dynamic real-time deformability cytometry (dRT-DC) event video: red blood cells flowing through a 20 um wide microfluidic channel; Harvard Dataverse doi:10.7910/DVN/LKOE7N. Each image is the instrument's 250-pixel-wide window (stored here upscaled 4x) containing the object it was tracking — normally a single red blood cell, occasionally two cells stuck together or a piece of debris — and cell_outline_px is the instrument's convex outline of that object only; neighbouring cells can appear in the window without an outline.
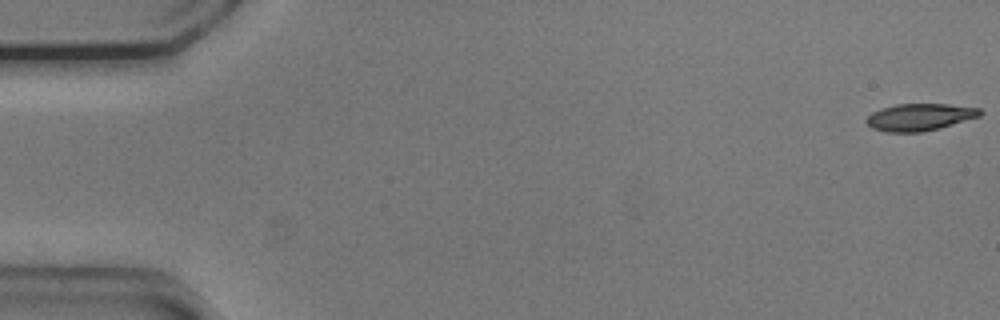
{"species": "common noctule bat (a hibernating species)", "species_latin": "Nyctalus noctula", "temperature_condition": "cold", "stored_images_in_passage": 54, "camera_frame_rate_fps": 3000, "um_per_image_px": 0.085, "animal": {"sex": "male", "body_mass_g": 20.5, "forearm_length_mm": 52.5}, "frame": {"image": 1, "passage_image": 1, "time_ms": 0.0, "image_size_px": [1000, 320], "cell_outline_px": [[984, 112], [980, 116], [940, 128], [920, 132], [888, 132], [872, 128], [864, 120], [872, 112], [880, 108], [896, 104], [948, 104], [980, 108]], "centroid_in_image_um": [78.17, 9.94], "position_along_channel_um": 6.8, "area_um2": 17.98}}
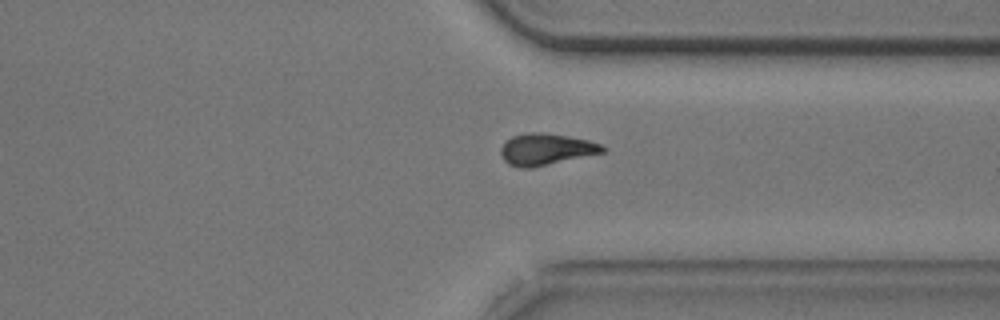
{"frame": {"image": 2, "passage_image": 41, "time_ms": 13.333, "image_size_px": [1000, 320], "cell_outline_px": [[608, 148], [604, 152], [532, 168], [520, 168], [508, 164], [504, 160], [500, 152], [500, 148], [504, 140], [512, 136], [528, 132], [540, 132], [568, 136], [588, 140], [600, 144]], "centroid_in_image_um": [46.38, 12.69], "position_along_channel_um": 365.0, "area_um2": 18.84}}
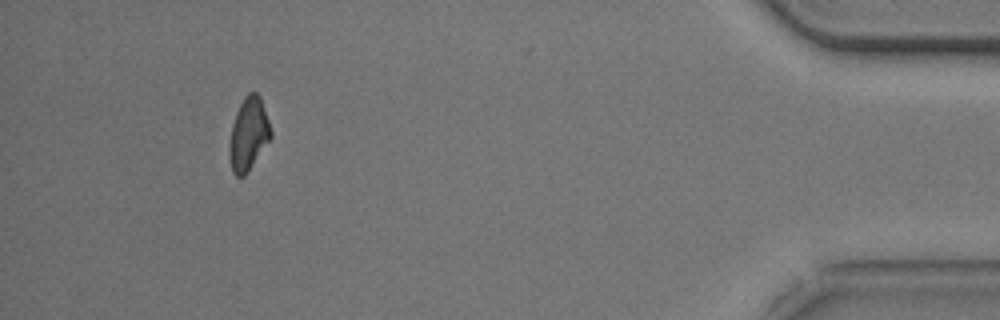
{"frame": {"image": 3, "passage_image": 50, "time_ms": 16.333, "image_size_px": [1000, 320], "cell_outline_px": [[272, 136], [244, 176], [236, 176], [232, 172], [228, 152], [228, 144], [232, 124], [236, 112], [244, 96], [248, 92], [256, 92], [260, 96], [272, 132]], "centroid_in_image_um": [21.1, 11.38], "position_along_channel_um": 414.1, "area_um2": 17.51}, "authors_computed_cell_mechanics": {"area_um2": 18.8428, "velocity_mm_per_s": 3.7617, "shape_relaxation_time_tau1_ms": 3.5576, "shape_relaxation_time_tau2_ms": 7.26, "deformation_change_tau1": 0.1299, "deformation_change_tau2": 0.1474}}